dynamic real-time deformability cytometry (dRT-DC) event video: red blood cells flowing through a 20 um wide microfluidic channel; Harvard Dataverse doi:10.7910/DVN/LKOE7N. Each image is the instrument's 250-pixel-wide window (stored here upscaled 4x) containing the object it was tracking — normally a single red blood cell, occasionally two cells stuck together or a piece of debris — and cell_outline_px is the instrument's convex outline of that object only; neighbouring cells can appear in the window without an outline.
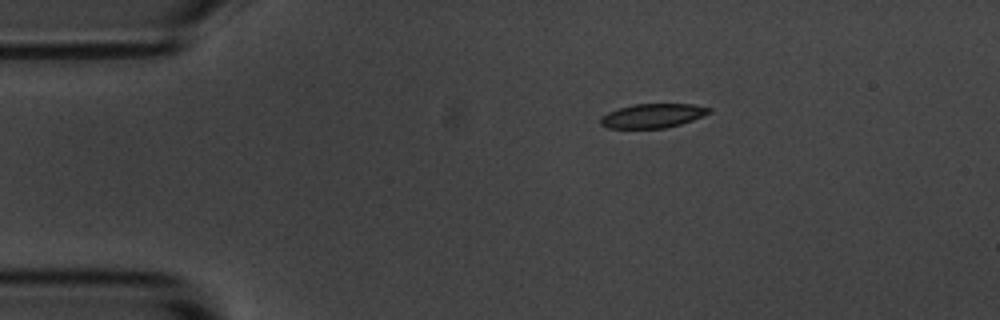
{"species": "common noctule bat (a hibernating species)", "species_latin": "Nyctalus noctula", "temperature_condition": "room temperature", "stored_images_in_passage": 46, "camera_frame_rate_fps": 3000, "um_per_image_px": 0.085, "animal": {"sex": "male", "body_mass_g": 20.1, "forearm_length_mm": 53.5}, "frame": {"image": 1, "passage_image": 1, "time_ms": 0.0, "image_size_px": [1000, 320], "cell_outline_px": [[712, 112], [692, 120], [680, 124], [664, 128], [608, 128], [600, 124], [600, 116], [608, 112], [632, 104], [692, 104], [712, 108]], "centroid_in_image_um": [55.47, 9.83], "position_along_channel_um": 29.5, "area_um2": 15.26}}
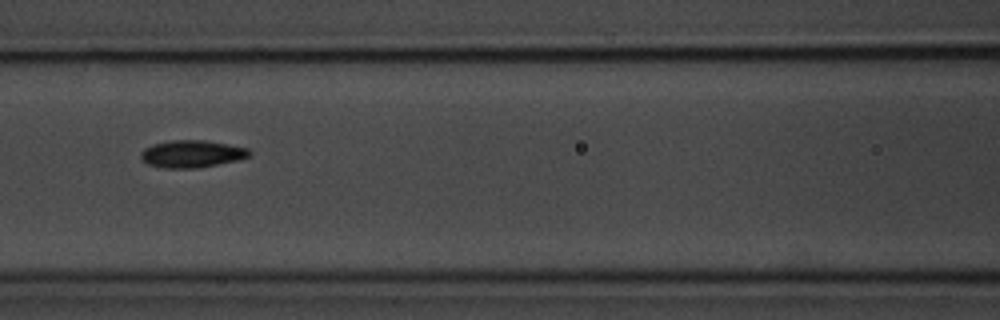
{"frame": {"image": 2, "passage_image": 15, "time_ms": 4.667, "image_size_px": [1000, 320], "cell_outline_px": [[252, 156], [240, 160], [196, 168], [164, 168], [148, 164], [140, 156], [140, 152], [144, 148], [152, 144], [172, 140], [204, 140], [228, 144], [248, 148], [252, 152]], "centroid_in_image_um": [16.34, 13.07], "position_along_channel_um": 150.3, "area_um2": 17.4}}
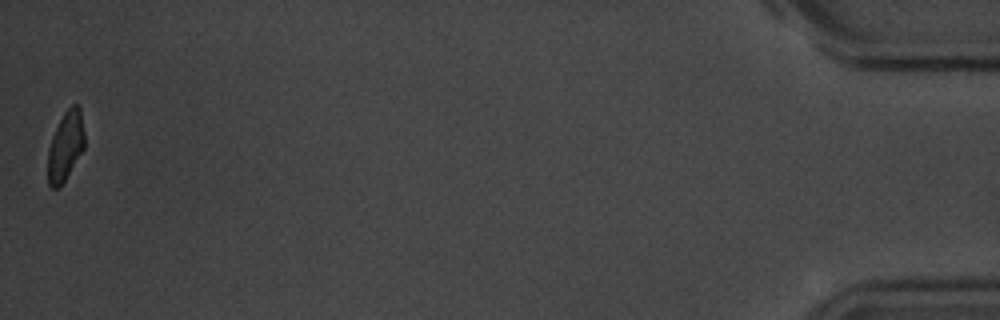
{"frame": {"image": 3, "passage_image": 46, "time_ms": 15.0, "image_size_px": [1000, 320], "cell_outline_px": [[84, 148], [60, 188], [52, 188], [48, 184], [48, 148], [52, 136], [64, 112], [72, 104], [76, 104], [80, 108], [84, 132]], "centroid_in_image_um": [5.56, 12.43], "position_along_channel_um": 429.6, "area_um2": 14.74}, "authors_computed_cell_mechanics": {"area_um2": 16.4152, "velocity_mm_per_s": 3.6347, "shape_relaxation_time_tau1_ms": 2.8879, "shape_relaxation_time_tau2_ms": 4.0298, "deformation_change_tau1": 0.1161, "deformation_change_tau2": 0.0787}}